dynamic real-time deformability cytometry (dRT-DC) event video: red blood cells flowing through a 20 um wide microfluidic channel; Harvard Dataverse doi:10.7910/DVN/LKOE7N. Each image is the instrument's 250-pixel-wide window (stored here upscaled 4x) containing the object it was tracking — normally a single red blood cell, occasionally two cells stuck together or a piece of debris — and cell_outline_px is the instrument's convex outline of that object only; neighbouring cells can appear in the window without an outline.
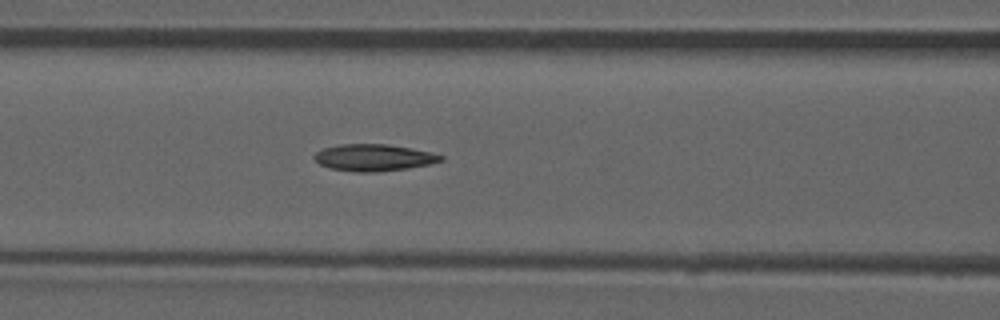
{"species": "common noctule bat (a hibernating species)", "species_latin": "Nyctalus noctula", "temperature_condition": "room temperature", "stored_images_in_passage": 45, "camera_frame_rate_fps": 3000, "um_per_image_px": 0.085, "animal": {"sex": "male", "forearm_length_mm": 52.5}, "frame": {"image": 1, "passage_image": 14, "time_ms": 4.333, "image_size_px": [1000, 320], "cell_outline_px": [[444, 160], [432, 164], [408, 168], [376, 172], [356, 172], [328, 168], [320, 164], [312, 156], [316, 152], [324, 148], [340, 144], [388, 144], [412, 148], [444, 156]], "centroid_in_image_um": [31.77, 13.4], "position_along_channel_um": 134.8, "area_um2": 19.83}}
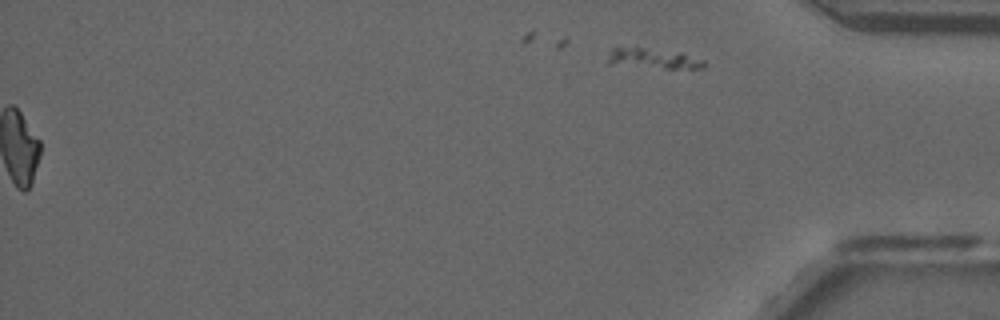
{"frame": {"image": 2, "passage_image": 45, "time_ms": 14.667, "image_size_px": [1000, 320], "cell_outline_px": [[704, 64], [700, 68], [664, 68], [608, 64], [608, 52], [612, 48], [644, 48], [684, 52], [704, 60]], "centroid_in_image_um": [55.53, 4.96], "position_along_channel_um": 379.7, "area_um2": 11.21}, "authors_computed_cell_mechanics": {"area_um2": 19.074, "velocity_mm_per_s": 3.9305, "shape_relaxation_time_tau1_ms": null, "shape_relaxation_time_tau2_ms": 9.5907, "deformation_change_tau1": null, "deformation_change_tau2": 0.2177}}